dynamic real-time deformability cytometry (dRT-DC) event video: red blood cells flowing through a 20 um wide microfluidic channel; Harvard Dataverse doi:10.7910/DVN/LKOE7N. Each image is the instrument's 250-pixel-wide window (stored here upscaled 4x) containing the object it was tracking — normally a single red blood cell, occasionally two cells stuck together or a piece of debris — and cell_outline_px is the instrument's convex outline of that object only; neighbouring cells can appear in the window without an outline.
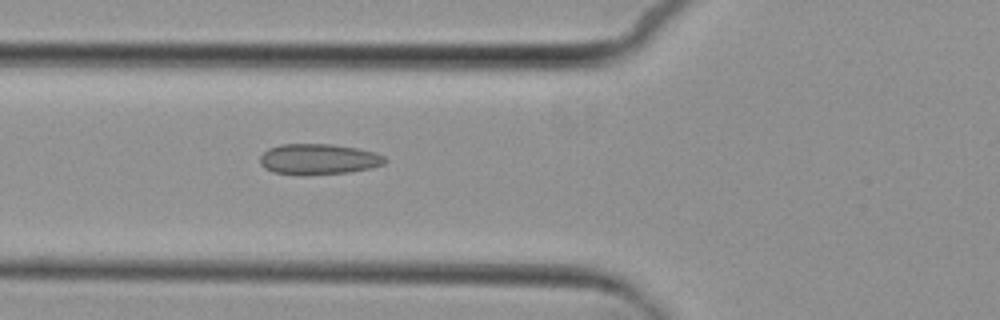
{"species": "common noctule bat (a hibernating species)", "species_latin": "Nyctalus noctula", "temperature_condition": "cold", "stored_images_in_passage": 6, "camera_frame_rate_fps": 3000, "um_per_image_px": 0.085, "animal": {"sex": "female", "body_mass_g": 29.2, "forearm_length_mm": 56.3}, "frame": {"image": 1, "passage_image": 6, "time_ms": 5.667, "image_size_px": [1000, 320], "cell_outline_px": [[388, 160], [384, 164], [372, 168], [348, 172], [272, 172], [264, 168], [260, 164], [260, 156], [268, 148], [280, 144], [332, 144], [356, 148], [376, 152], [384, 156]], "centroid_in_image_um": [27.11, 13.48], "position_along_channel_um": 98.7, "area_um2": 21.62}}